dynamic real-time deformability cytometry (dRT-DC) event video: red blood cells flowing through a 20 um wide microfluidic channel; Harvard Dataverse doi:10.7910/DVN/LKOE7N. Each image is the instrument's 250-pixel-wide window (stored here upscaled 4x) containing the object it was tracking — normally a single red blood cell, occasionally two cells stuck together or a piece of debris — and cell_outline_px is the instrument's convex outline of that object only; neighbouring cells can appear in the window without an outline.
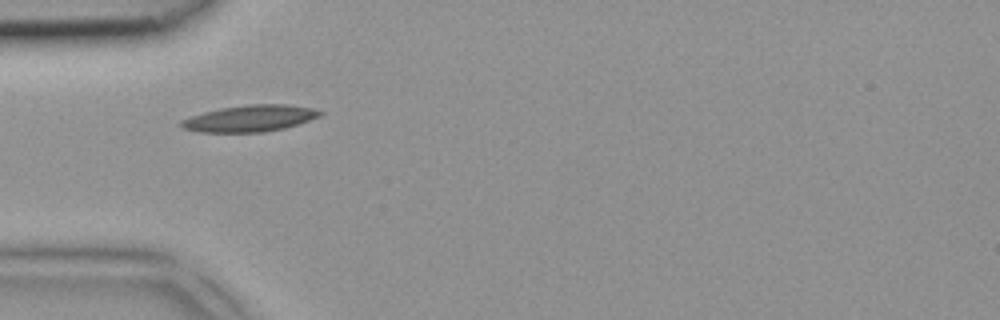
{"species": "common noctule bat (a hibernating species)", "species_latin": "Nyctalus noctula", "temperature_condition": "room temperature", "stored_images_in_passage": 2, "camera_frame_rate_fps": 3000, "um_per_image_px": 0.085, "animal": {"sex": "female", "body_mass_g": 18.4}, "frame": {"image": 1, "passage_image": 1, "time_ms": 0.0, "image_size_px": [1000, 320], "cell_outline_px": [[324, 112], [320, 116], [284, 128], [264, 132], [200, 132], [184, 128], [180, 124], [180, 120], [204, 112], [220, 108], [248, 104], [288, 104], [312, 108]], "centroid_in_image_um": [21.24, 10.05], "position_along_channel_um": 63.8, "area_um2": 21.27}}